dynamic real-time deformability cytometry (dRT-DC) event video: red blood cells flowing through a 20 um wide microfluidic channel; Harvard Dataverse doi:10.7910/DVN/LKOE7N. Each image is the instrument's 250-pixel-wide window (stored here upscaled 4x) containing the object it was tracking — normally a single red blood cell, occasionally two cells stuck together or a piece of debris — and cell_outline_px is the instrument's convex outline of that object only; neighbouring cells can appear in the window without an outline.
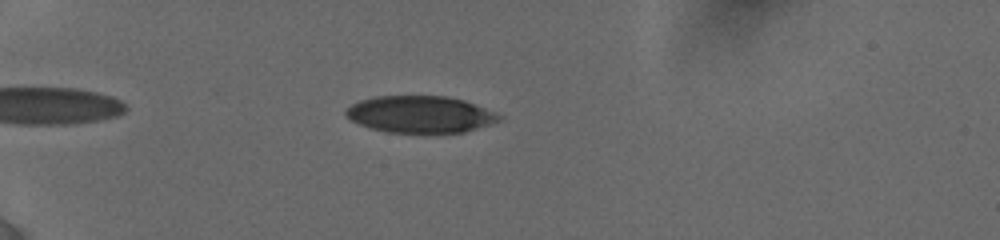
{"species": "human", "species_latin": "Homo sapiens", "temperature_condition": "cold", "stored_images_in_passage": 12, "camera_frame_rate_fps": 3000, "um_per_image_px": 0.085, "donor": {"sex": "female"}, "frame": {"image": 1, "passage_image": 6, "time_ms": 3.333, "image_size_px": [1000, 240], "cell_outline_px": [[504, 116], [500, 120], [464, 132], [432, 136], [424, 136], [388, 132], [372, 128], [360, 124], [344, 116], [344, 112], [352, 104], [360, 100], [376, 96], [448, 96], [464, 100]], "centroid_in_image_um": [35.72, 9.76], "position_along_channel_um": 49.3, "area_um2": 33.76}}
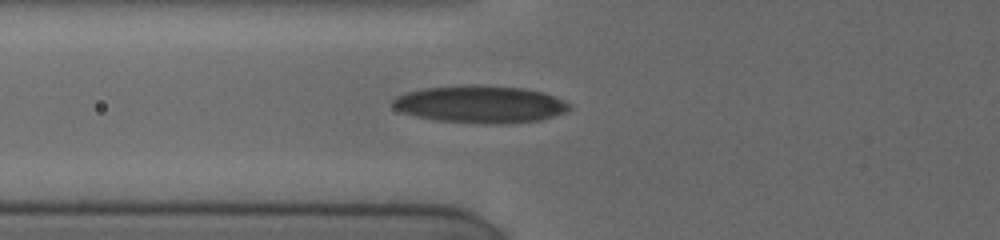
{"frame": {"image": 2, "passage_image": 10, "time_ms": 5.333, "image_size_px": [1000, 240], "cell_outline_px": [[572, 108], [564, 112], [540, 120], [508, 124], [476, 124], [436, 120], [416, 116], [400, 112], [392, 104], [392, 100], [396, 96], [408, 92], [424, 88], [472, 84], [476, 84], [524, 88], [544, 92], [564, 100], [572, 104]], "centroid_in_image_um": [40.85, 8.86], "position_along_channel_um": 85.0, "area_um2": 38.84}}
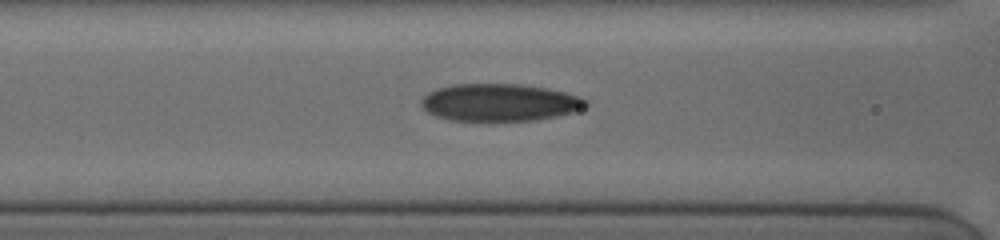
{"frame": {"image": 3, "passage_image": 12, "time_ms": 6.333, "image_size_px": [1000, 240], "cell_outline_px": [[588, 104], [584, 108], [572, 112], [556, 116], [536, 120], [448, 120], [436, 116], [428, 112], [420, 104], [420, 100], [428, 92], [436, 88], [452, 84], [520, 84], [544, 88], [564, 92], [580, 96], [588, 100]], "centroid_in_image_um": [42.45, 8.7], "position_along_channel_um": 124.2, "area_um2": 35.78}}